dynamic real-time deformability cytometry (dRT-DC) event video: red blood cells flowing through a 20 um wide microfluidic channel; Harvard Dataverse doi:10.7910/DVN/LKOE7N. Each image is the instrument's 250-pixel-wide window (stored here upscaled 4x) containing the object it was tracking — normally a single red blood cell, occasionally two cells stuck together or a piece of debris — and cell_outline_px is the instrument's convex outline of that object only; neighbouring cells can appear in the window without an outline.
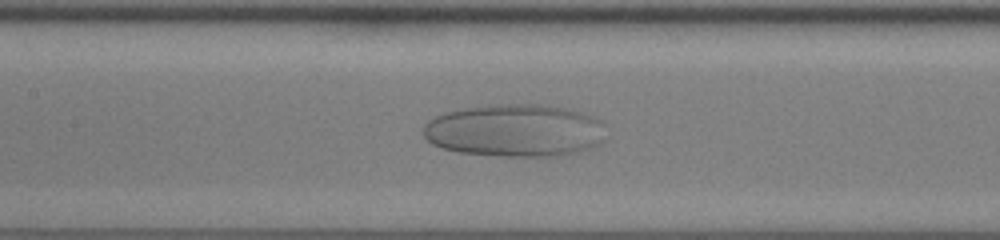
{"species": "human", "species_latin": "Homo sapiens", "temperature_condition": "room temperature", "stored_images_in_passage": 57, "camera_frame_rate_fps": 3000, "um_per_image_px": 0.085, "donor": {"sex": "female"}, "frame": {"image": 1, "passage_image": 26, "time_ms": 8.333, "image_size_px": [1000, 240], "cell_outline_px": [[608, 124], [604, 140], [600, 144], [576, 152], [556, 156], [504, 156], [460, 152], [444, 148], [432, 144], [424, 136], [424, 124], [428, 120], [444, 112], [464, 108], [500, 104], [536, 104], [564, 108], [580, 112], [604, 120]], "centroid_in_image_um": [43.83, 11.09], "position_along_channel_um": 163.6, "area_um2": 56.24}}
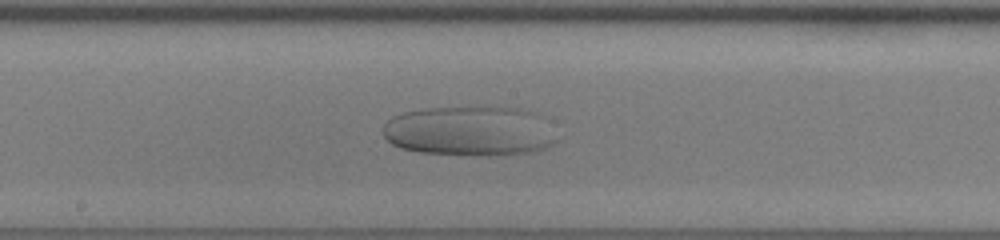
{"frame": {"image": 2, "passage_image": 30, "time_ms": 9.667, "image_size_px": [1000, 240], "cell_outline_px": [[556, 140], [552, 144], [544, 148], [532, 152], [504, 156], [488, 156], [420, 152], [400, 148], [392, 144], [384, 136], [384, 124], [392, 116], [404, 112], [424, 108], [516, 108], [532, 112], [544, 116], [548, 120]], "centroid_in_image_um": [39.95, 11.16], "position_along_channel_um": 208.3, "area_um2": 50.58}}